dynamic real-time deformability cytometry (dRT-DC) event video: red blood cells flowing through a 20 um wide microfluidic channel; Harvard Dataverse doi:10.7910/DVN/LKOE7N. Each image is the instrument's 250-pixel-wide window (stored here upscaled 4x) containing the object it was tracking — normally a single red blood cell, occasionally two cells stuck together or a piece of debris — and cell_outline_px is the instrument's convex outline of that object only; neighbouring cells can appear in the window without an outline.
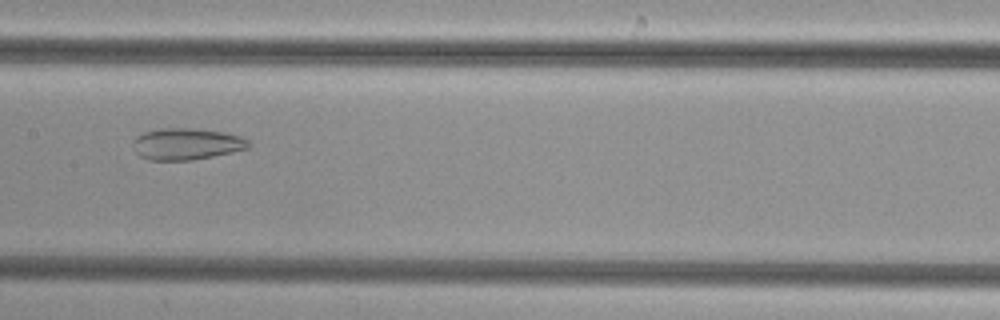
{"species": "common noctule bat (a hibernating species)", "species_latin": "Nyctalus noctula", "temperature_condition": "cold", "stored_images_in_passage": 51, "camera_frame_rate_fps": 3000, "um_per_image_px": 0.085, "animal": {"sex": "female", "body_mass_g": 29.2, "forearm_length_mm": 56.3}, "frame": {"image": 1, "passage_image": 26, "time_ms": 8.333, "image_size_px": [1000, 320], "cell_outline_px": [[252, 144], [248, 148], [232, 152], [192, 160], [148, 160], [140, 156], [132, 148], [132, 144], [136, 136], [144, 132], [160, 128], [196, 128], [224, 132], [240, 136], [248, 140]], "centroid_in_image_um": [15.84, 12.23], "position_along_channel_um": 191.6, "area_um2": 21.44}}
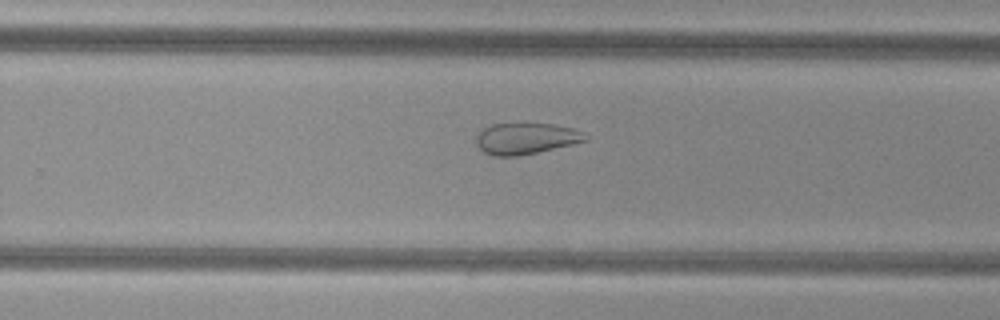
{"frame": {"image": 2, "passage_image": 33, "time_ms": 10.667, "image_size_px": [1000, 320], "cell_outline_px": [[588, 140], [572, 144], [520, 156], [492, 156], [484, 152], [476, 144], [476, 136], [484, 128], [492, 124], [552, 124], [572, 128], [584, 132], [588, 136]], "centroid_in_image_um": [44.71, 11.78], "position_along_channel_um": 285.1, "area_um2": 19.77}}
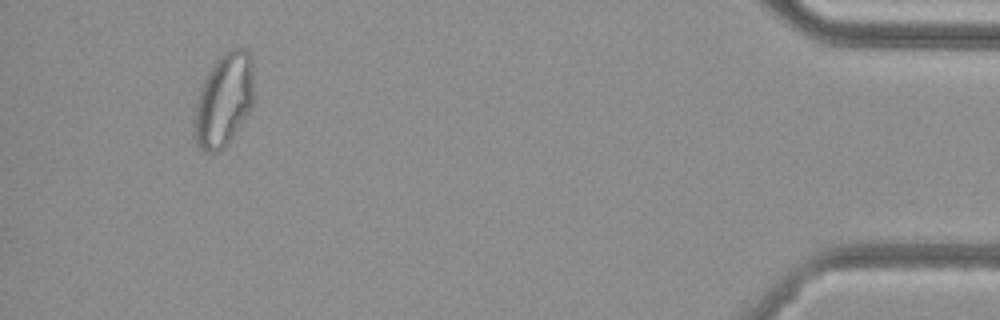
{"frame": {"image": 3, "passage_image": 48, "time_ms": 15.667, "image_size_px": [1000, 320], "cell_outline_px": [[252, 104], [248, 112], [236, 132], [228, 144], [224, 148], [216, 152], [204, 152], [196, 144], [196, 104], [204, 80], [208, 72], [216, 60], [224, 52], [232, 48], [244, 48], [252, 56]], "centroid_in_image_um": [19.05, 8.49], "position_along_channel_um": 416.2, "area_um2": 31.67}}